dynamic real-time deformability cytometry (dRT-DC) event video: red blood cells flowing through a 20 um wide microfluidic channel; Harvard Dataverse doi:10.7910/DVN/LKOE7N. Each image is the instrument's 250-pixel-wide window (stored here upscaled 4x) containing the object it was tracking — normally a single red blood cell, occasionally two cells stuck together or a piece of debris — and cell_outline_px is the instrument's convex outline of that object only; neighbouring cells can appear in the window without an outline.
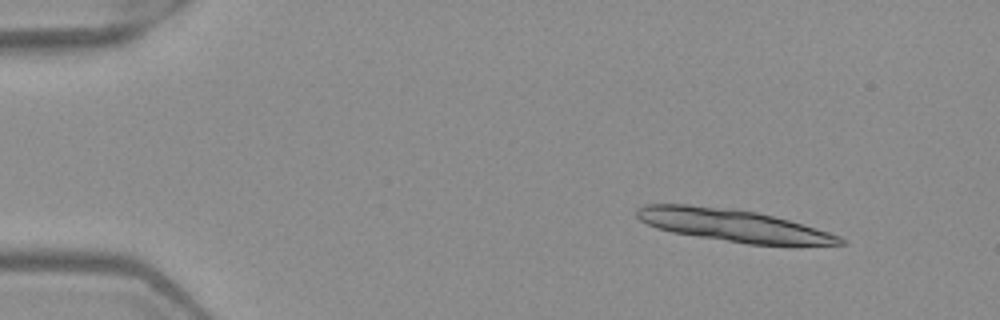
{"species": "Egyptian fruit bat (a non-hibernating species)", "species_latin": "Rousettus aegyptiacus", "temperature_condition": "warm", "stored_images_in_passage": 6, "camera_frame_rate_fps": 3000, "um_per_image_px": 0.085, "frame": {"image": 1, "passage_image": 1, "time_ms": 0.0, "image_size_px": [1000, 320], "cell_outline_px": [[848, 244], [748, 244], [672, 232], [656, 228], [640, 220], [636, 216], [636, 208], [644, 204], [688, 204], [732, 208], [756, 212], [788, 220], [828, 232], [840, 236], [848, 240]], "centroid_in_image_um": [62.25, 19.14], "position_along_channel_um": 22.8, "area_um2": 37.8}}
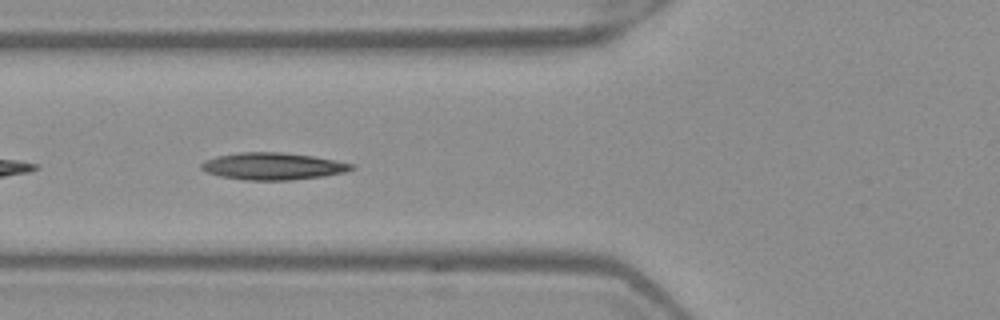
{"frame": {"image": 2, "passage_image": 5, "time_ms": 1.333, "image_size_px": [1000, 320], "cell_outline_px": [[356, 168], [344, 172], [324, 176], [288, 180], [244, 180], [220, 176], [208, 172], [200, 168], [200, 164], [204, 160], [216, 156], [240, 152], [280, 152], [312, 156], [336, 160], [352, 164]], "centroid_in_image_um": [23.17, 14.12], "position_along_channel_um": 102.6, "area_um2": 23.64}}
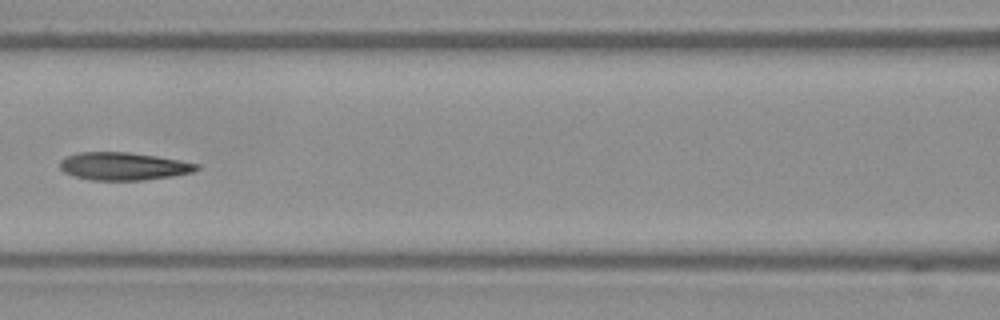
{"frame": {"image": 3, "passage_image": 6, "time_ms": 1.667, "image_size_px": [1000, 320], "cell_outline_px": [[200, 168], [192, 172], [172, 176], [144, 180], [88, 180], [64, 172], [60, 168], [60, 160], [68, 156], [80, 152], [128, 152], [156, 156], [180, 160], [200, 164]], "centroid_in_image_um": [10.51, 14.13], "position_along_channel_um": 156.1, "area_um2": 22.08}}